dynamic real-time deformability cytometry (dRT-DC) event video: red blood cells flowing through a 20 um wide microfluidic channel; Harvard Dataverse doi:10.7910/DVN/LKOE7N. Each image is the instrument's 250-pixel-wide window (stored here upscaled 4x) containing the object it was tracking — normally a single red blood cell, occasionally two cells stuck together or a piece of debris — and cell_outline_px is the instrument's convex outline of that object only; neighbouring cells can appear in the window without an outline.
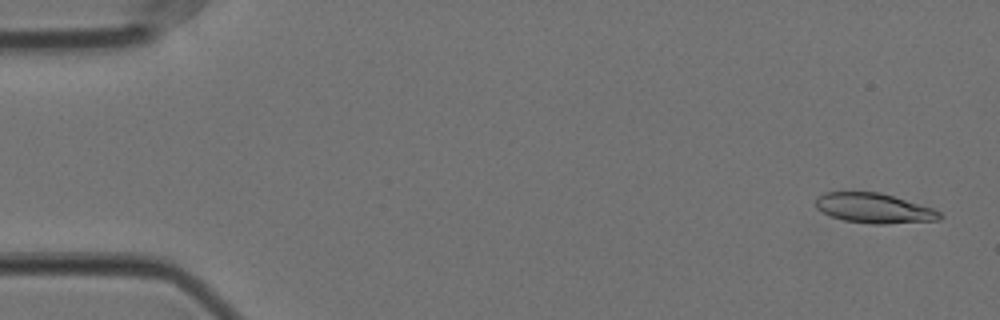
{"species": "Egyptian fruit bat (a non-hibernating species)", "species_latin": "Rousettus aegyptiacus", "temperature_condition": "cold", "stored_images_in_passage": 57, "camera_frame_rate_fps": 3000, "um_per_image_px": 0.085, "animal": {"sex": "female"}, "frame": {"image": 1, "passage_image": 2, "time_ms": 0.333, "image_size_px": [1000, 320], "cell_outline_px": [[944, 216], [940, 220], [884, 224], [872, 224], [844, 220], [832, 216], [816, 208], [816, 196], [824, 192], [880, 192], [932, 208], [940, 212]], "centroid_in_image_um": [74.3, 17.7], "position_along_channel_um": 10.7, "area_um2": 21.5}}
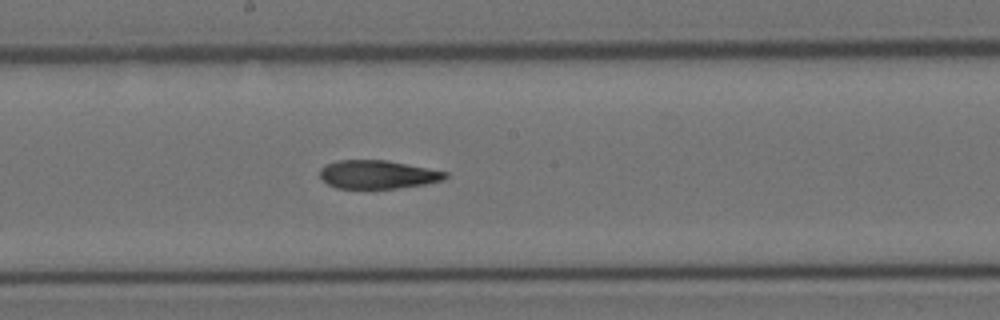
{"frame": {"image": 2, "passage_image": 30, "time_ms": 9.667, "image_size_px": [1000, 320], "cell_outline_px": [[448, 176], [444, 180], [424, 184], [396, 188], [336, 188], [328, 184], [320, 176], [320, 168], [324, 164], [336, 160], [388, 160], [448, 172]], "centroid_in_image_um": [32.09, 14.82], "position_along_channel_um": 216.1, "area_um2": 20.81}}
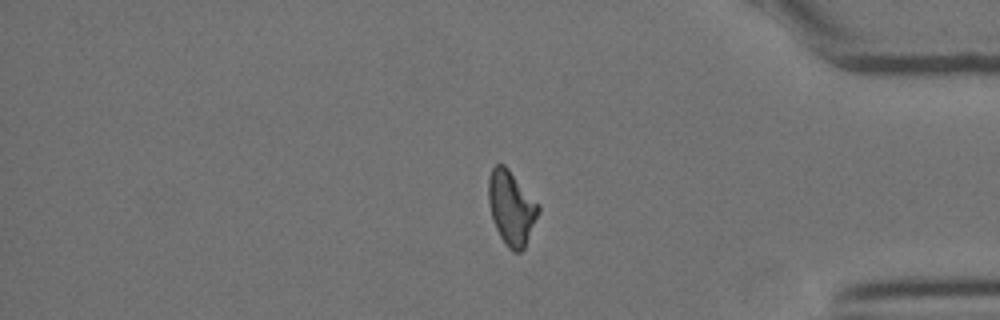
{"frame": {"image": 3, "passage_image": 47, "time_ms": 15.333, "image_size_px": [1000, 320], "cell_outline_px": [[540, 212], [524, 248], [520, 252], [512, 252], [508, 248], [500, 236], [492, 220], [488, 200], [488, 180], [492, 168], [496, 164], [504, 164], [508, 168], [540, 204]], "centroid_in_image_um": [43.48, 17.66], "position_along_channel_um": 391.7, "area_um2": 21.73}, "authors_computed_cell_mechanics": {"area_um2": 21.7328, "velocity_mm_per_s": 3.5403, "shape_relaxation_time_tau1_ms": 10.4462, "shape_relaxation_time_tau2_ms": 3.8114, "deformation_change_tau1": 0.2562, "deformation_change_tau2": 0.1176}}